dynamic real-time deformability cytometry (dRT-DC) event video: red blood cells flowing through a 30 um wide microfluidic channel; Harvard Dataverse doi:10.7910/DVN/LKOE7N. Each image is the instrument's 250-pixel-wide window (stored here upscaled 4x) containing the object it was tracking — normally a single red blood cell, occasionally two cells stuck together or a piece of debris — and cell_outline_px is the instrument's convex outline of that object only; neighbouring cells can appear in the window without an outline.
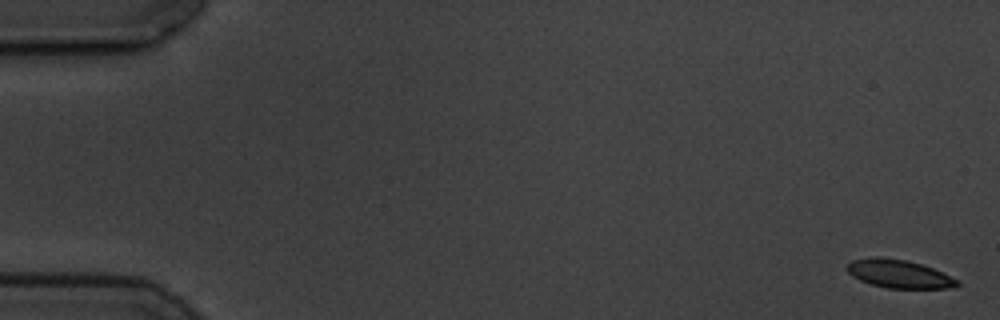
{"species": "common noctule bat (a hibernating species)", "species_latin": "Nyctalus noctula", "temperature_condition": "cold", "stored_images_in_passage": 11, "camera_frame_rate_fps": 3000, "um_per_image_px": 0.085, "animal": {"sex": "male", "body_mass_g": 19.5, "forearm_length_mm": 54.6}, "frame": {"image": 1, "passage_image": 1, "time_ms": 0.0, "image_size_px": [1000, 320], "cell_outline_px": [[960, 284], [948, 288], [888, 288], [872, 284], [860, 280], [852, 276], [848, 272], [848, 264], [852, 260], [872, 256], [880, 256], [904, 260], [920, 264], [932, 268], [960, 280]], "centroid_in_image_um": [76.41, 23.27], "position_along_channel_um": 8.6, "area_um2": 17.98}}
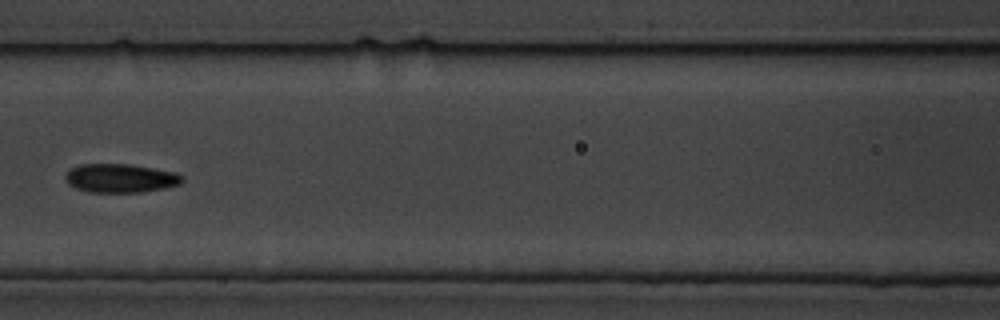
{"frame": {"image": 2, "passage_image": 7, "time_ms": 8.333, "image_size_px": [1000, 320], "cell_outline_px": [[184, 180], [180, 184], [164, 188], [140, 192], [88, 192], [76, 188], [68, 184], [64, 176], [72, 168], [80, 164], [132, 164], [176, 172], [184, 176]], "centroid_in_image_um": [10.26, 15.14], "position_along_channel_um": 156.3, "area_um2": 19.65}}
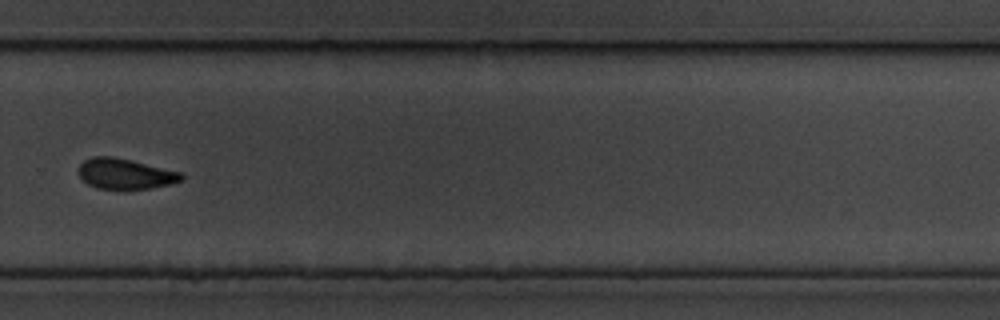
{"frame": {"image": 3, "passage_image": 11, "time_ms": 13.0, "image_size_px": [1000, 320], "cell_outline_px": [[184, 180], [172, 184], [152, 188], [128, 192], [124, 192], [96, 188], [88, 184], [76, 172], [76, 168], [84, 160], [92, 156], [112, 156], [132, 160], [180, 172], [184, 176]], "centroid_in_image_um": [10.62, 14.82], "position_along_channel_um": 319.2, "area_um2": 19.19}}